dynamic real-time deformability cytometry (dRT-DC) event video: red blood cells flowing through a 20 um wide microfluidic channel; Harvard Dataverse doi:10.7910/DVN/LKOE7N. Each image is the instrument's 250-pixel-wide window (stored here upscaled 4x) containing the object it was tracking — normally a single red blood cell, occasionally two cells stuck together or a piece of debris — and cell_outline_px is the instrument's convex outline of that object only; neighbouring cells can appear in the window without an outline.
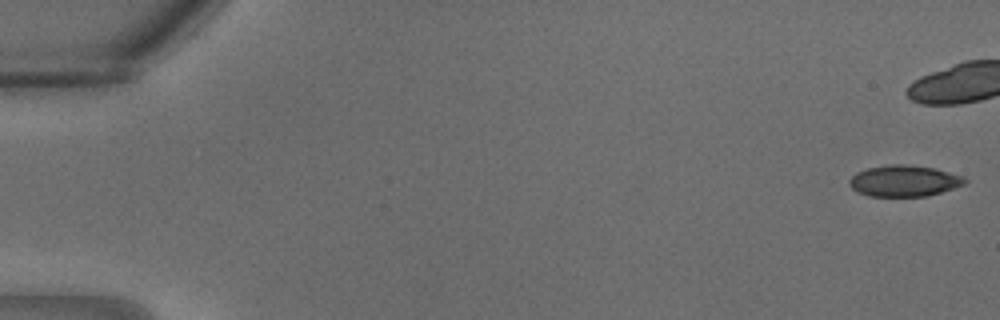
{"species": "common noctule bat (a hibernating species)", "species_latin": "Nyctalus noctula", "temperature_condition": "warm", "stored_images_in_passage": 17, "camera_frame_rate_fps": 3000, "um_per_image_px": 0.085, "animal": {"sex": "male", "body_mass_g": 18.8}, "frame": {"image": 1, "passage_image": 1, "time_ms": 0.0, "image_size_px": [1000, 320], "cell_outline_px": [[968, 180], [964, 184], [928, 196], [868, 196], [856, 192], [848, 184], [848, 180], [856, 172], [868, 168], [892, 164], [904, 164], [936, 168], [964, 176]], "centroid_in_image_um": [76.83, 15.37], "position_along_channel_um": 8.2, "area_um2": 21.1}}